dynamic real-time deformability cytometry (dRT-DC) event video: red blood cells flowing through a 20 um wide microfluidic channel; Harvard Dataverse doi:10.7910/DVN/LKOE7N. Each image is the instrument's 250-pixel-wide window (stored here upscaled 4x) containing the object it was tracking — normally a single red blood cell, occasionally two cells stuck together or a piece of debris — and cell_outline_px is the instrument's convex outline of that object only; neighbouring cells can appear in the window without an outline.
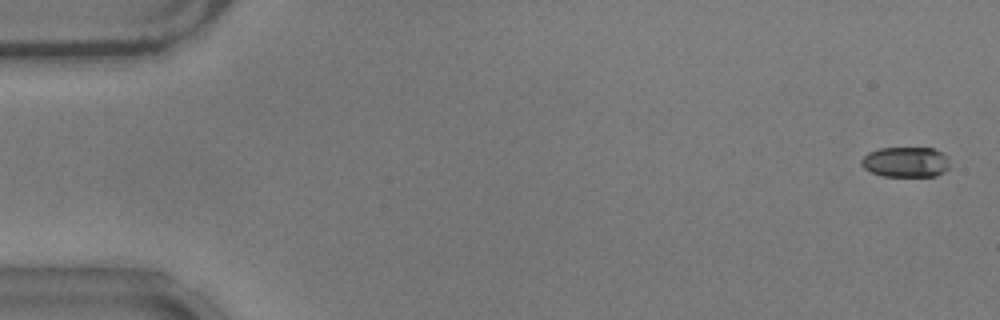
{"species": "common noctule bat (a hibernating species)", "species_latin": "Nyctalus noctula", "temperature_condition": "warm", "stored_images_in_passage": 55, "camera_frame_rate_fps": 3000, "um_per_image_px": 0.085, "animal": {"sex": "male", "body_mass_g": 17.9}, "frame": {"image": 1, "passage_image": 2, "time_ms": 0.333, "image_size_px": [1000, 320], "cell_outline_px": [[948, 168], [944, 172], [936, 176], [884, 176], [872, 172], [864, 168], [860, 164], [860, 160], [868, 152], [880, 148], [932, 148], [948, 156]], "centroid_in_image_um": [76.97, 13.77], "position_along_channel_um": 8.0, "area_um2": 15.61}}
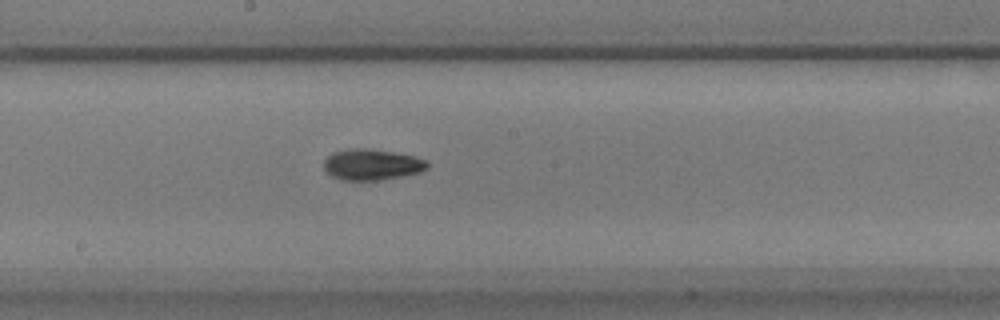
{"frame": {"image": 2, "passage_image": 30, "time_ms": 9.667, "image_size_px": [1000, 320], "cell_outline_px": [[428, 168], [420, 172], [380, 180], [340, 180], [332, 176], [324, 168], [324, 160], [332, 152], [348, 148], [368, 148], [416, 156], [428, 160]], "centroid_in_image_um": [31.61, 13.98], "position_along_channel_um": 216.6, "area_um2": 18.79}}
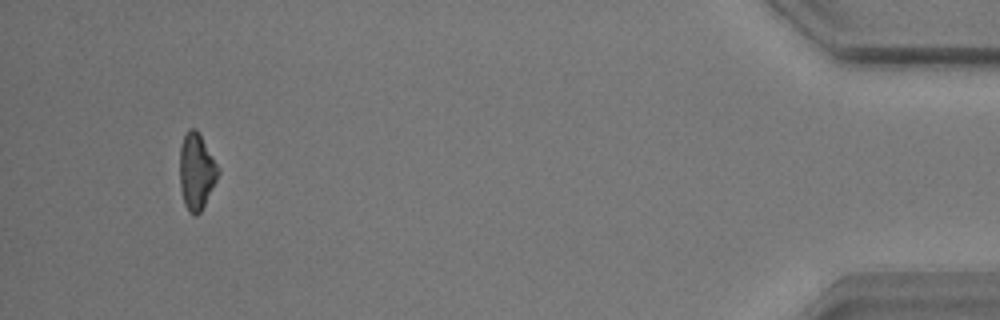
{"frame": {"image": 3, "passage_image": 52, "time_ms": 17.0, "image_size_px": [1000, 320], "cell_outline_px": [[220, 172], [200, 212], [196, 216], [188, 212], [184, 204], [180, 188], [180, 148], [184, 136], [188, 128], [196, 128], [200, 132], [220, 168]], "centroid_in_image_um": [16.7, 14.53], "position_along_channel_um": 418.5, "area_um2": 17.22}, "authors_computed_cell_mechanics": {"area_um2": 17.2244, "velocity_mm_per_s": 3.7366, "shape_relaxation_time_tau1_ms": 3.7142, "shape_relaxation_time_tau2_ms": 6.3793, "deformation_change_tau1": 0.129, "deformation_change_tau2": 0.1225}}